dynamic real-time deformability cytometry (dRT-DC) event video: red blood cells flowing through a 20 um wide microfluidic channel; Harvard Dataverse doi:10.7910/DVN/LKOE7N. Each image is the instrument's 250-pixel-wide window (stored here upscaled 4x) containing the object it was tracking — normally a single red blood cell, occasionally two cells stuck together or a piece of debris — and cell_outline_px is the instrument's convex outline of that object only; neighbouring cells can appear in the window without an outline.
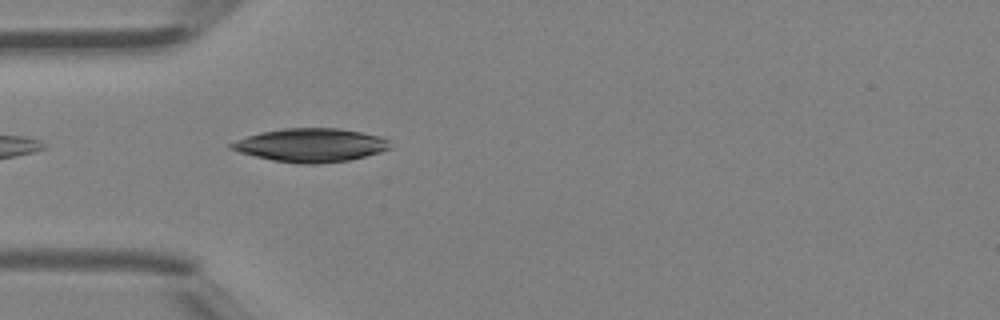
{"species": "Egyptian fruit bat (a non-hibernating species)", "species_latin": "Rousettus aegyptiacus", "temperature_condition": "room temperature", "stored_images_in_passage": 4, "camera_frame_rate_fps": 3000, "um_per_image_px": 0.085, "animal": {"sex": "female"}, "frame": {"image": 1, "passage_image": 4, "time_ms": 1.0, "image_size_px": [1000, 320], "cell_outline_px": [[392, 148], [380, 152], [348, 160], [320, 164], [300, 164], [272, 160], [240, 152], [228, 148], [228, 144], [248, 136], [264, 132], [284, 128], [340, 128], [380, 136], [388, 140]], "centroid_in_image_um": [26.43, 12.34], "position_along_channel_um": 58.6, "area_um2": 30.81}}